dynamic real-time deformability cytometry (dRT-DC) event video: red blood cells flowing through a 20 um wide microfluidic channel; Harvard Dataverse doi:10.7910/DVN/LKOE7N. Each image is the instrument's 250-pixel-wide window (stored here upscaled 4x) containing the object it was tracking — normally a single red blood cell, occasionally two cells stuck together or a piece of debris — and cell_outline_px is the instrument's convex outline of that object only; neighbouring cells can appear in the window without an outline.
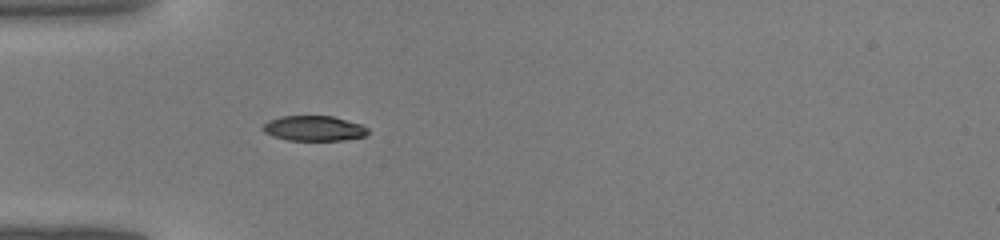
{"species": "common noctule bat (a hibernating species)", "species_latin": "Nyctalus noctula", "temperature_condition": "warm", "stored_images_in_passage": 30, "camera_frame_rate_fps": 3000, "um_per_image_px": 0.085, "animal": {"sex": "male", "body_mass_g": 19.0, "forearm_length_mm": 50.8}, "frame": {"image": 1, "passage_image": 1, "time_ms": 0.0, "image_size_px": [1000, 240], "cell_outline_px": [[368, 132], [364, 136], [344, 140], [288, 140], [272, 136], [264, 132], [260, 128], [268, 120], [280, 116], [332, 116], [360, 124], [368, 128]], "centroid_in_image_um": [26.64, 10.91], "position_along_channel_um": 58.4, "area_um2": 15.37}}
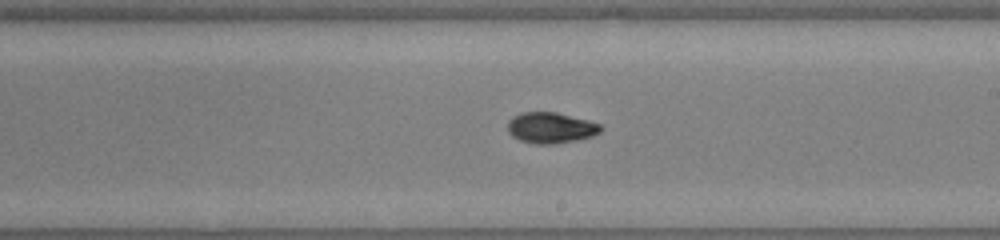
{"frame": {"image": 2, "passage_image": 13, "time_ms": 4.0, "image_size_px": [1000, 240], "cell_outline_px": [[604, 128], [600, 132], [592, 136], [552, 144], [536, 144], [520, 140], [512, 136], [508, 132], [508, 120], [520, 112], [556, 112], [588, 120], [600, 124]], "centroid_in_image_um": [46.8, 10.85], "position_along_channel_um": 242.2, "area_um2": 16.65}}
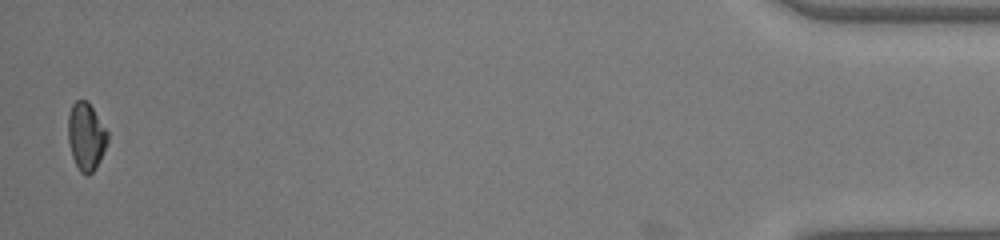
{"frame": {"image": 3, "passage_image": 30, "time_ms": 9.667, "image_size_px": [1000, 240], "cell_outline_px": [[108, 140], [104, 152], [96, 168], [88, 176], [84, 176], [80, 172], [72, 156], [68, 140], [68, 116], [72, 104], [76, 100], [88, 100], [108, 132]], "centroid_in_image_um": [7.32, 11.6], "position_along_channel_um": 427.9, "area_um2": 15.72}}